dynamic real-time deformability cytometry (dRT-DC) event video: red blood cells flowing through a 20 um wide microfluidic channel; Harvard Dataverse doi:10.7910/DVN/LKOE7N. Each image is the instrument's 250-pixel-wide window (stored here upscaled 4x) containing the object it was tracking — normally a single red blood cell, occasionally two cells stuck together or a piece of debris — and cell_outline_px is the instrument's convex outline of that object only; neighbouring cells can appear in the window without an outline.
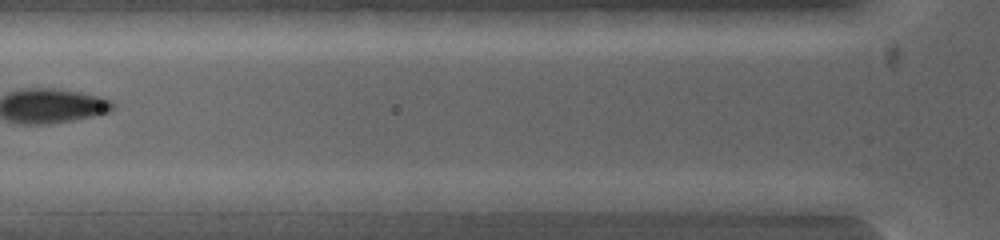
{"species": "common noctule bat (a hibernating species)", "species_latin": "Nyctalus noctula", "temperature_condition": "warm", "stored_images_in_passage": 2, "segment_of_instrument_passage": [2, 2], "camera_frame_rate_fps": 5000, "um_per_image_px": 0.085, "animal": {"sex": "female", "body_mass_g": 19.0, "forearm_length_mm": 53.3}, "frame": {"image": 1, "passage_image": 2, "time_ms": 0.2, "image_size_px": [1000, 240], "cell_outline_px": [[788, 200], [780, 216], [776, 216], [640, 208], [620, 200], [724, 192], [768, 192]], "centroid_in_image_um": [61.02, 17.27], "position_along_channel_um": 64.8, "area_um2": 19.42}}